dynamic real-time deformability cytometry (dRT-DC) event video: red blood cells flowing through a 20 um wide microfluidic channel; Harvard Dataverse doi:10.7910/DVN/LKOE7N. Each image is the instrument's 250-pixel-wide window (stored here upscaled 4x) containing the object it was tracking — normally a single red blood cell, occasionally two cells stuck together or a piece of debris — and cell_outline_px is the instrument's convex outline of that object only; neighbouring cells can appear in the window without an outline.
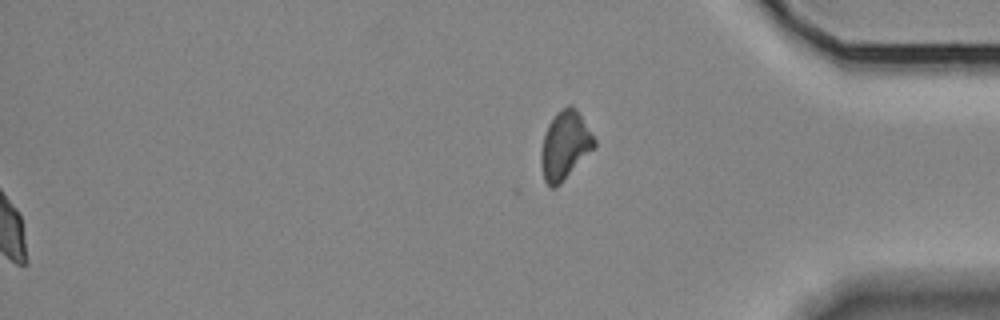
{"species": "Egyptian fruit bat (a non-hibernating species)", "species_latin": "Rousettus aegyptiacus", "temperature_condition": "room temperature", "stored_images_in_passage": 41, "segment_of_instrument_passage": [2, 2], "camera_frame_rate_fps": 3000, "um_per_image_px": 0.085, "animal": {"sex": "female"}, "frame": {"image": 1, "passage_image": 41, "time_ms": 13.333, "image_size_px": [1000, 320], "cell_outline_px": [[596, 148], [556, 188], [548, 188], [544, 180], [540, 164], [540, 152], [544, 136], [548, 124], [556, 112], [568, 104], [572, 104], [576, 108], [596, 140]], "centroid_in_image_um": [48.02, 12.38], "position_along_channel_um": 387.2, "area_um2": 21.62}}